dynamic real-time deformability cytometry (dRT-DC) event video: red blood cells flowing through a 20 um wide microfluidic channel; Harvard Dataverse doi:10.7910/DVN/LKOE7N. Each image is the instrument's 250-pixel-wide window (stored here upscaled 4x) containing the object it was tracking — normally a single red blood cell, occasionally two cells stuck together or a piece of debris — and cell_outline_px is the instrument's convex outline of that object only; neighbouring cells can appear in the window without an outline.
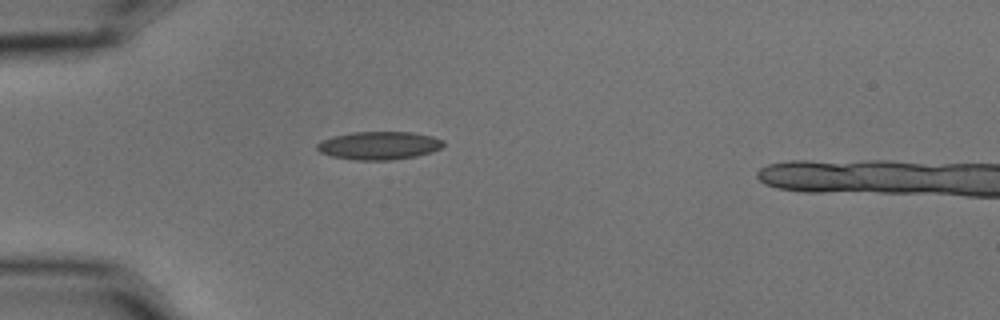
{"species": "common noctule bat (a hibernating species)", "species_latin": "Nyctalus noctula", "temperature_condition": "cold", "stored_images_in_passage": 3, "camera_frame_rate_fps": 3000, "um_per_image_px": 0.085, "animal": {"sex": "male", "body_mass_g": 15.6}, "frame": {"image": 1, "passage_image": 2, "time_ms": 0.333, "image_size_px": [1000, 320], "cell_outline_px": [[444, 144], [440, 148], [432, 152], [416, 156], [392, 160], [356, 160], [332, 156], [320, 152], [316, 148], [316, 144], [320, 140], [332, 136], [352, 132], [412, 132], [432, 136], [444, 140]], "centroid_in_image_um": [32.2, 12.36], "position_along_channel_um": 52.8, "area_um2": 20.81}}